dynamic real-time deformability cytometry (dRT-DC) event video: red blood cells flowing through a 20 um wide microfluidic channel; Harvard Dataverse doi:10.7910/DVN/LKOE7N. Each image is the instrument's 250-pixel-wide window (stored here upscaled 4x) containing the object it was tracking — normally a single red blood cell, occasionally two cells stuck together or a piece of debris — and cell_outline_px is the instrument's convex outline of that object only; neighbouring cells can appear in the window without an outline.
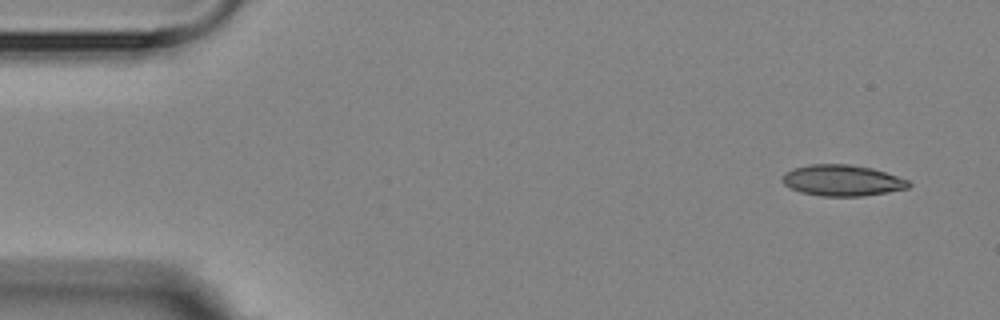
{"species": "Egyptian fruit bat (a non-hibernating species)", "species_latin": "Rousettus aegyptiacus", "temperature_condition": "room temperature", "stored_images_in_passage": 6, "camera_frame_rate_fps": 3000, "um_per_image_px": 0.085, "animal": {"sex": "female"}, "frame": {"image": 1, "passage_image": 1, "time_ms": 0.0, "image_size_px": [1000, 320], "cell_outline_px": [[912, 184], [908, 188], [888, 192], [860, 196], [820, 196], [800, 192], [784, 184], [780, 180], [780, 176], [784, 172], [792, 168], [808, 164], [848, 164], [872, 168], [908, 180]], "centroid_in_image_um": [71.53, 15.33], "position_along_channel_um": 13.5, "area_um2": 23.0}}
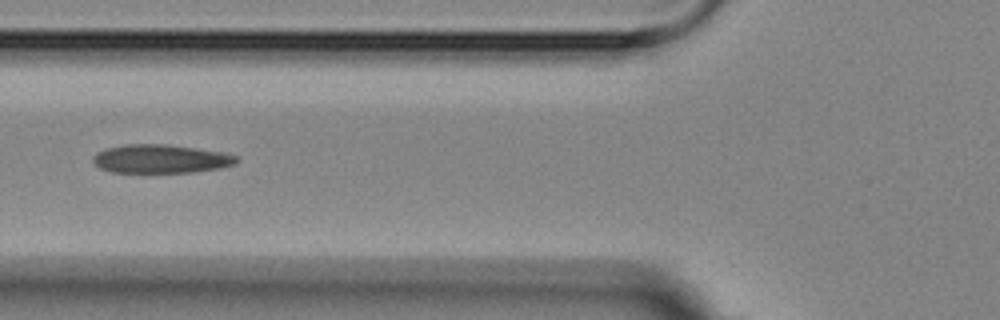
{"frame": {"image": 2, "passage_image": 6, "time_ms": 5.667, "image_size_px": [1000, 320], "cell_outline_px": [[236, 164], [220, 168], [192, 172], [112, 172], [100, 168], [92, 160], [92, 156], [96, 152], [104, 148], [128, 144], [164, 144], [196, 148], [224, 152], [236, 156]], "centroid_in_image_um": [13.63, 13.49], "position_along_channel_um": 112.2, "area_um2": 23.87}}